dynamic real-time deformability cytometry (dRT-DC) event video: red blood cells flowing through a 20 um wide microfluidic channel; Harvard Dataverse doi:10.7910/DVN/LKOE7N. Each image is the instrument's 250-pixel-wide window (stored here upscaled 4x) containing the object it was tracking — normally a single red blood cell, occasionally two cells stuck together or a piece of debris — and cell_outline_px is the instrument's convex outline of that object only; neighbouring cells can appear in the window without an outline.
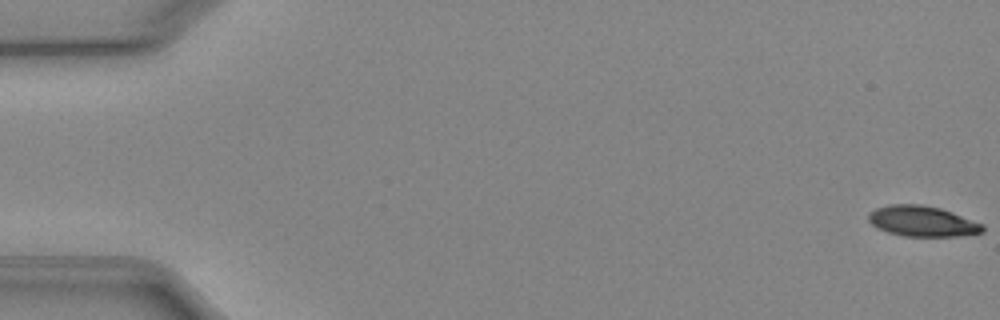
{"species": "Egyptian fruit bat (a non-hibernating species)", "species_latin": "Rousettus aegyptiacus", "temperature_condition": "cold", "stored_images_in_passage": 52, "camera_frame_rate_fps": 3000, "um_per_image_px": 0.085, "animal": {"sex": "female"}, "frame": {"image": 1, "passage_image": 1, "time_ms": 0.0, "image_size_px": [1000, 320], "cell_outline_px": [[984, 228], [980, 232], [948, 236], [908, 236], [892, 232], [880, 228], [872, 224], [868, 220], [868, 216], [876, 208], [896, 204], [916, 204], [940, 208], [980, 224]], "centroid_in_image_um": [78.34, 18.79], "position_along_channel_um": 6.7, "area_um2": 19.25}}
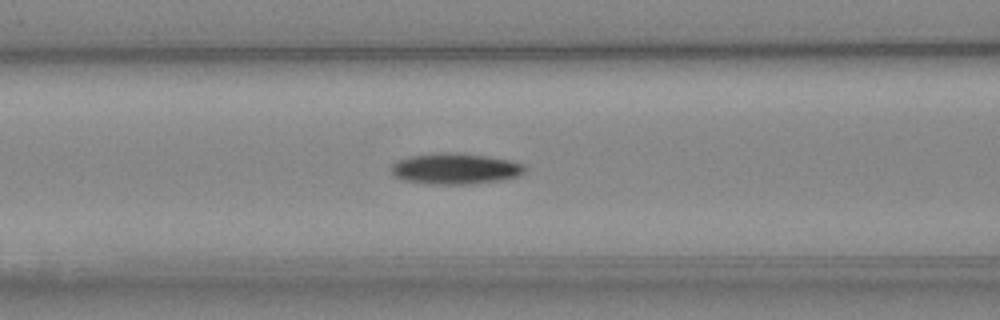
{"frame": {"image": 2, "passage_image": 22, "time_ms": 7.0, "image_size_px": [1000, 320], "cell_outline_px": [[524, 168], [520, 172], [512, 176], [492, 180], [408, 180], [396, 176], [392, 172], [392, 168], [400, 160], [416, 156], [480, 156], [504, 160], [520, 164]], "centroid_in_image_um": [38.67, 14.31], "position_along_channel_um": 127.9, "area_um2": 19.59}}
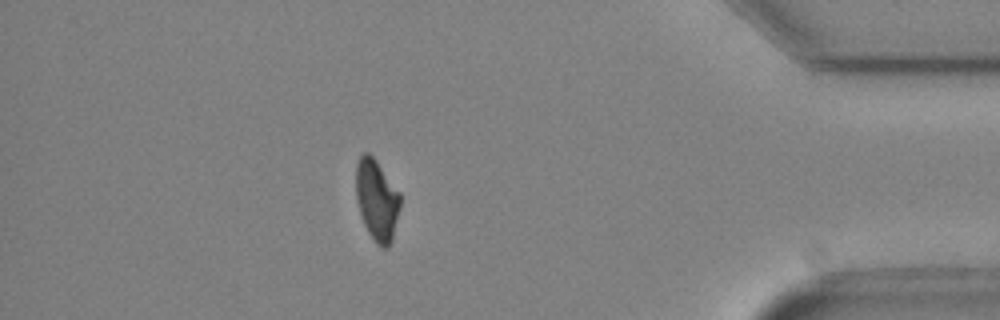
{"frame": {"image": 3, "passage_image": 46, "time_ms": 15.0, "image_size_px": [1000, 320], "cell_outline_px": [[400, 204], [392, 240], [388, 248], [384, 248], [376, 244], [368, 232], [364, 224], [360, 212], [356, 196], [356, 164], [360, 156], [364, 152], [368, 152], [376, 160], [400, 192]], "centroid_in_image_um": [32.03, 16.99], "position_along_channel_um": 403.2, "area_um2": 20.81}}